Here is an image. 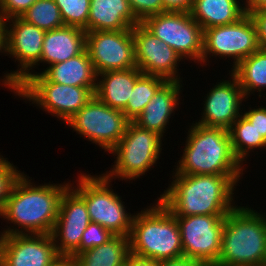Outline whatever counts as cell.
<instances>
[{
    "mask_svg": "<svg viewBox=\"0 0 266 266\" xmlns=\"http://www.w3.org/2000/svg\"><path fill=\"white\" fill-rule=\"evenodd\" d=\"M31 180L23 172L15 181L0 217L18 228L9 227L0 235L51 234L61 196L70 183L36 185Z\"/></svg>",
    "mask_w": 266,
    "mask_h": 266,
    "instance_id": "2",
    "label": "cell"
},
{
    "mask_svg": "<svg viewBox=\"0 0 266 266\" xmlns=\"http://www.w3.org/2000/svg\"><path fill=\"white\" fill-rule=\"evenodd\" d=\"M175 217L180 228L183 257L215 266L221 252L226 215Z\"/></svg>",
    "mask_w": 266,
    "mask_h": 266,
    "instance_id": "13",
    "label": "cell"
},
{
    "mask_svg": "<svg viewBox=\"0 0 266 266\" xmlns=\"http://www.w3.org/2000/svg\"><path fill=\"white\" fill-rule=\"evenodd\" d=\"M142 75L143 72L138 67L100 73L97 75L94 95L109 107L122 111L128 103L136 81Z\"/></svg>",
    "mask_w": 266,
    "mask_h": 266,
    "instance_id": "22",
    "label": "cell"
},
{
    "mask_svg": "<svg viewBox=\"0 0 266 266\" xmlns=\"http://www.w3.org/2000/svg\"><path fill=\"white\" fill-rule=\"evenodd\" d=\"M134 213L129 234L130 253L156 261L183 258L181 233L176 217L159 200Z\"/></svg>",
    "mask_w": 266,
    "mask_h": 266,
    "instance_id": "5",
    "label": "cell"
},
{
    "mask_svg": "<svg viewBox=\"0 0 266 266\" xmlns=\"http://www.w3.org/2000/svg\"><path fill=\"white\" fill-rule=\"evenodd\" d=\"M249 111L242 113L250 122L254 128L260 133L266 140V107L260 106L258 108H249Z\"/></svg>",
    "mask_w": 266,
    "mask_h": 266,
    "instance_id": "35",
    "label": "cell"
},
{
    "mask_svg": "<svg viewBox=\"0 0 266 266\" xmlns=\"http://www.w3.org/2000/svg\"><path fill=\"white\" fill-rule=\"evenodd\" d=\"M229 74H231L230 80H223L218 84L216 82V85L206 94L203 101V114L201 113V119L195 123L228 130L243 113L239 111L242 101L246 98L237 78L230 71Z\"/></svg>",
    "mask_w": 266,
    "mask_h": 266,
    "instance_id": "18",
    "label": "cell"
},
{
    "mask_svg": "<svg viewBox=\"0 0 266 266\" xmlns=\"http://www.w3.org/2000/svg\"><path fill=\"white\" fill-rule=\"evenodd\" d=\"M60 258L51 234L0 235V266H52Z\"/></svg>",
    "mask_w": 266,
    "mask_h": 266,
    "instance_id": "16",
    "label": "cell"
},
{
    "mask_svg": "<svg viewBox=\"0 0 266 266\" xmlns=\"http://www.w3.org/2000/svg\"><path fill=\"white\" fill-rule=\"evenodd\" d=\"M86 49V31L79 27L67 26L46 31L40 63L51 66L81 54Z\"/></svg>",
    "mask_w": 266,
    "mask_h": 266,
    "instance_id": "20",
    "label": "cell"
},
{
    "mask_svg": "<svg viewBox=\"0 0 266 266\" xmlns=\"http://www.w3.org/2000/svg\"><path fill=\"white\" fill-rule=\"evenodd\" d=\"M159 266H208V265L200 261L183 257L175 260L159 261Z\"/></svg>",
    "mask_w": 266,
    "mask_h": 266,
    "instance_id": "38",
    "label": "cell"
},
{
    "mask_svg": "<svg viewBox=\"0 0 266 266\" xmlns=\"http://www.w3.org/2000/svg\"><path fill=\"white\" fill-rule=\"evenodd\" d=\"M124 266H159V261L143 259L134 255H130Z\"/></svg>",
    "mask_w": 266,
    "mask_h": 266,
    "instance_id": "39",
    "label": "cell"
},
{
    "mask_svg": "<svg viewBox=\"0 0 266 266\" xmlns=\"http://www.w3.org/2000/svg\"><path fill=\"white\" fill-rule=\"evenodd\" d=\"M172 175L158 197L172 215H227L236 207L233 192L242 175Z\"/></svg>",
    "mask_w": 266,
    "mask_h": 266,
    "instance_id": "1",
    "label": "cell"
},
{
    "mask_svg": "<svg viewBox=\"0 0 266 266\" xmlns=\"http://www.w3.org/2000/svg\"><path fill=\"white\" fill-rule=\"evenodd\" d=\"M136 19L142 23L146 18L164 12L162 0H128Z\"/></svg>",
    "mask_w": 266,
    "mask_h": 266,
    "instance_id": "33",
    "label": "cell"
},
{
    "mask_svg": "<svg viewBox=\"0 0 266 266\" xmlns=\"http://www.w3.org/2000/svg\"><path fill=\"white\" fill-rule=\"evenodd\" d=\"M190 14L205 30L235 23L246 14V10L240 0H193Z\"/></svg>",
    "mask_w": 266,
    "mask_h": 266,
    "instance_id": "24",
    "label": "cell"
},
{
    "mask_svg": "<svg viewBox=\"0 0 266 266\" xmlns=\"http://www.w3.org/2000/svg\"><path fill=\"white\" fill-rule=\"evenodd\" d=\"M138 23L128 0H90L87 32L129 30Z\"/></svg>",
    "mask_w": 266,
    "mask_h": 266,
    "instance_id": "21",
    "label": "cell"
},
{
    "mask_svg": "<svg viewBox=\"0 0 266 266\" xmlns=\"http://www.w3.org/2000/svg\"><path fill=\"white\" fill-rule=\"evenodd\" d=\"M86 49L97 75L137 67L132 29L86 32Z\"/></svg>",
    "mask_w": 266,
    "mask_h": 266,
    "instance_id": "15",
    "label": "cell"
},
{
    "mask_svg": "<svg viewBox=\"0 0 266 266\" xmlns=\"http://www.w3.org/2000/svg\"><path fill=\"white\" fill-rule=\"evenodd\" d=\"M142 24L182 59L201 63L203 29L190 12L166 11L146 18Z\"/></svg>",
    "mask_w": 266,
    "mask_h": 266,
    "instance_id": "12",
    "label": "cell"
},
{
    "mask_svg": "<svg viewBox=\"0 0 266 266\" xmlns=\"http://www.w3.org/2000/svg\"><path fill=\"white\" fill-rule=\"evenodd\" d=\"M266 215L236 206L226 217L215 266H265Z\"/></svg>",
    "mask_w": 266,
    "mask_h": 266,
    "instance_id": "4",
    "label": "cell"
},
{
    "mask_svg": "<svg viewBox=\"0 0 266 266\" xmlns=\"http://www.w3.org/2000/svg\"><path fill=\"white\" fill-rule=\"evenodd\" d=\"M96 88H86L50 82L35 72L15 92L16 96L39 106L59 120L66 122L86 105Z\"/></svg>",
    "mask_w": 266,
    "mask_h": 266,
    "instance_id": "8",
    "label": "cell"
},
{
    "mask_svg": "<svg viewBox=\"0 0 266 266\" xmlns=\"http://www.w3.org/2000/svg\"><path fill=\"white\" fill-rule=\"evenodd\" d=\"M0 155V214L5 206L15 181L23 173Z\"/></svg>",
    "mask_w": 266,
    "mask_h": 266,
    "instance_id": "31",
    "label": "cell"
},
{
    "mask_svg": "<svg viewBox=\"0 0 266 266\" xmlns=\"http://www.w3.org/2000/svg\"><path fill=\"white\" fill-rule=\"evenodd\" d=\"M20 17L45 31L64 26L60 9L54 0H36Z\"/></svg>",
    "mask_w": 266,
    "mask_h": 266,
    "instance_id": "29",
    "label": "cell"
},
{
    "mask_svg": "<svg viewBox=\"0 0 266 266\" xmlns=\"http://www.w3.org/2000/svg\"><path fill=\"white\" fill-rule=\"evenodd\" d=\"M250 15L257 27L260 49L266 50V8L252 11Z\"/></svg>",
    "mask_w": 266,
    "mask_h": 266,
    "instance_id": "36",
    "label": "cell"
},
{
    "mask_svg": "<svg viewBox=\"0 0 266 266\" xmlns=\"http://www.w3.org/2000/svg\"><path fill=\"white\" fill-rule=\"evenodd\" d=\"M132 35L136 66L143 74L182 82L177 69L182 58L170 46L160 41L142 23L132 28Z\"/></svg>",
    "mask_w": 266,
    "mask_h": 266,
    "instance_id": "17",
    "label": "cell"
},
{
    "mask_svg": "<svg viewBox=\"0 0 266 266\" xmlns=\"http://www.w3.org/2000/svg\"><path fill=\"white\" fill-rule=\"evenodd\" d=\"M182 84L180 81L167 80L151 98L142 113L133 123L138 127L151 130L164 136L171 115L179 105Z\"/></svg>",
    "mask_w": 266,
    "mask_h": 266,
    "instance_id": "19",
    "label": "cell"
},
{
    "mask_svg": "<svg viewBox=\"0 0 266 266\" xmlns=\"http://www.w3.org/2000/svg\"><path fill=\"white\" fill-rule=\"evenodd\" d=\"M3 22L5 24V55L15 58L19 68L16 71L4 73L1 85L8 87L14 93L33 75V68L39 65L46 31L26 22L21 17L10 18Z\"/></svg>",
    "mask_w": 266,
    "mask_h": 266,
    "instance_id": "9",
    "label": "cell"
},
{
    "mask_svg": "<svg viewBox=\"0 0 266 266\" xmlns=\"http://www.w3.org/2000/svg\"><path fill=\"white\" fill-rule=\"evenodd\" d=\"M158 133L138 127L130 122L118 144L109 152L115 155L112 169L103 173L110 180H133L145 175L162 151V139Z\"/></svg>",
    "mask_w": 266,
    "mask_h": 266,
    "instance_id": "7",
    "label": "cell"
},
{
    "mask_svg": "<svg viewBox=\"0 0 266 266\" xmlns=\"http://www.w3.org/2000/svg\"><path fill=\"white\" fill-rule=\"evenodd\" d=\"M115 235L97 223L90 222L82 234L79 254L96 246L107 243Z\"/></svg>",
    "mask_w": 266,
    "mask_h": 266,
    "instance_id": "32",
    "label": "cell"
},
{
    "mask_svg": "<svg viewBox=\"0 0 266 266\" xmlns=\"http://www.w3.org/2000/svg\"><path fill=\"white\" fill-rule=\"evenodd\" d=\"M90 222L85 200L69 185L61 196L57 220L51 232L61 257L73 260L79 254L82 234Z\"/></svg>",
    "mask_w": 266,
    "mask_h": 266,
    "instance_id": "14",
    "label": "cell"
},
{
    "mask_svg": "<svg viewBox=\"0 0 266 266\" xmlns=\"http://www.w3.org/2000/svg\"><path fill=\"white\" fill-rule=\"evenodd\" d=\"M130 122L121 110L109 107L94 95L66 125L104 152H110L123 137Z\"/></svg>",
    "mask_w": 266,
    "mask_h": 266,
    "instance_id": "11",
    "label": "cell"
},
{
    "mask_svg": "<svg viewBox=\"0 0 266 266\" xmlns=\"http://www.w3.org/2000/svg\"><path fill=\"white\" fill-rule=\"evenodd\" d=\"M167 81L166 78L157 75L143 74L135 83L132 93L128 99L126 107L122 110L123 114L133 122L157 90Z\"/></svg>",
    "mask_w": 266,
    "mask_h": 266,
    "instance_id": "28",
    "label": "cell"
},
{
    "mask_svg": "<svg viewBox=\"0 0 266 266\" xmlns=\"http://www.w3.org/2000/svg\"><path fill=\"white\" fill-rule=\"evenodd\" d=\"M228 133L234 156L242 165L251 151L266 149V140L243 114L230 126Z\"/></svg>",
    "mask_w": 266,
    "mask_h": 266,
    "instance_id": "27",
    "label": "cell"
},
{
    "mask_svg": "<svg viewBox=\"0 0 266 266\" xmlns=\"http://www.w3.org/2000/svg\"><path fill=\"white\" fill-rule=\"evenodd\" d=\"M183 155L175 168L184 175H243L244 167L234 156L227 129L189 126Z\"/></svg>",
    "mask_w": 266,
    "mask_h": 266,
    "instance_id": "3",
    "label": "cell"
},
{
    "mask_svg": "<svg viewBox=\"0 0 266 266\" xmlns=\"http://www.w3.org/2000/svg\"><path fill=\"white\" fill-rule=\"evenodd\" d=\"M77 186H70L85 200L90 221L109 230L115 236H127L131 232L133 214L126 211L122 197L110 188L111 180L103 173L92 176L81 173Z\"/></svg>",
    "mask_w": 266,
    "mask_h": 266,
    "instance_id": "6",
    "label": "cell"
},
{
    "mask_svg": "<svg viewBox=\"0 0 266 266\" xmlns=\"http://www.w3.org/2000/svg\"><path fill=\"white\" fill-rule=\"evenodd\" d=\"M52 266H73V261L67 257H61L56 263Z\"/></svg>",
    "mask_w": 266,
    "mask_h": 266,
    "instance_id": "42",
    "label": "cell"
},
{
    "mask_svg": "<svg viewBox=\"0 0 266 266\" xmlns=\"http://www.w3.org/2000/svg\"><path fill=\"white\" fill-rule=\"evenodd\" d=\"M40 73L54 83L86 88L97 86V73L87 49L64 62L47 67Z\"/></svg>",
    "mask_w": 266,
    "mask_h": 266,
    "instance_id": "23",
    "label": "cell"
},
{
    "mask_svg": "<svg viewBox=\"0 0 266 266\" xmlns=\"http://www.w3.org/2000/svg\"><path fill=\"white\" fill-rule=\"evenodd\" d=\"M164 12H190L193 6V0H162Z\"/></svg>",
    "mask_w": 266,
    "mask_h": 266,
    "instance_id": "37",
    "label": "cell"
},
{
    "mask_svg": "<svg viewBox=\"0 0 266 266\" xmlns=\"http://www.w3.org/2000/svg\"><path fill=\"white\" fill-rule=\"evenodd\" d=\"M60 9L64 25L75 26L87 32L90 0H54Z\"/></svg>",
    "mask_w": 266,
    "mask_h": 266,
    "instance_id": "30",
    "label": "cell"
},
{
    "mask_svg": "<svg viewBox=\"0 0 266 266\" xmlns=\"http://www.w3.org/2000/svg\"><path fill=\"white\" fill-rule=\"evenodd\" d=\"M244 7L246 13H251L255 10H261L266 8V0H246L244 1Z\"/></svg>",
    "mask_w": 266,
    "mask_h": 266,
    "instance_id": "40",
    "label": "cell"
},
{
    "mask_svg": "<svg viewBox=\"0 0 266 266\" xmlns=\"http://www.w3.org/2000/svg\"><path fill=\"white\" fill-rule=\"evenodd\" d=\"M231 69L230 72L237 78L246 99L255 90L259 92V97L262 96V89H266V50H257Z\"/></svg>",
    "mask_w": 266,
    "mask_h": 266,
    "instance_id": "26",
    "label": "cell"
},
{
    "mask_svg": "<svg viewBox=\"0 0 266 266\" xmlns=\"http://www.w3.org/2000/svg\"><path fill=\"white\" fill-rule=\"evenodd\" d=\"M0 53H6L5 24H0Z\"/></svg>",
    "mask_w": 266,
    "mask_h": 266,
    "instance_id": "41",
    "label": "cell"
},
{
    "mask_svg": "<svg viewBox=\"0 0 266 266\" xmlns=\"http://www.w3.org/2000/svg\"><path fill=\"white\" fill-rule=\"evenodd\" d=\"M36 0H0L1 19L20 17Z\"/></svg>",
    "mask_w": 266,
    "mask_h": 266,
    "instance_id": "34",
    "label": "cell"
},
{
    "mask_svg": "<svg viewBox=\"0 0 266 266\" xmlns=\"http://www.w3.org/2000/svg\"><path fill=\"white\" fill-rule=\"evenodd\" d=\"M130 253L127 236H114L107 243L78 254L73 266H124Z\"/></svg>",
    "mask_w": 266,
    "mask_h": 266,
    "instance_id": "25",
    "label": "cell"
},
{
    "mask_svg": "<svg viewBox=\"0 0 266 266\" xmlns=\"http://www.w3.org/2000/svg\"><path fill=\"white\" fill-rule=\"evenodd\" d=\"M259 49L256 24L251 15L246 13L235 23L203 30L201 64L207 65L208 57L218 56L222 59L232 58V67L235 68Z\"/></svg>",
    "mask_w": 266,
    "mask_h": 266,
    "instance_id": "10",
    "label": "cell"
}]
</instances>
